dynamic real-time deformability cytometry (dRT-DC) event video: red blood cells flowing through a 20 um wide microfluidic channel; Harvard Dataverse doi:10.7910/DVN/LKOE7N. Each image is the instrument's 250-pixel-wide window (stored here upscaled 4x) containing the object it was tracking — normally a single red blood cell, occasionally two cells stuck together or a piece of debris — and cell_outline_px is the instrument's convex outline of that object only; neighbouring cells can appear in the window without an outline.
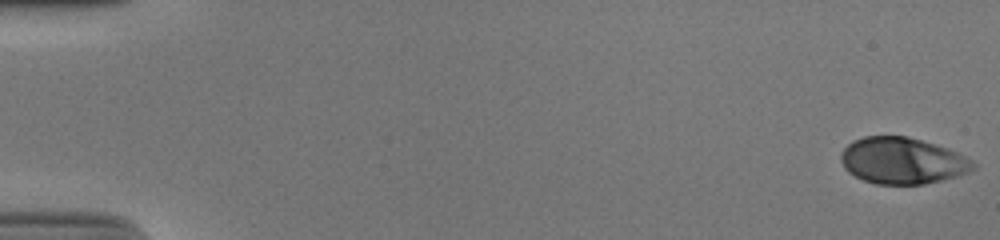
{"species": "human", "species_latin": "Homo sapiens", "temperature_condition": "cold", "stored_images_in_passage": 54, "camera_frame_rate_fps": 3000, "um_per_image_px": 0.085, "donor": {"sex": "male"}, "frame": {"image": 1, "passage_image": 1, "time_ms": 0.0, "image_size_px": [1000, 240], "cell_outline_px": [[976, 168], [968, 172], [956, 176], [924, 184], [876, 184], [864, 180], [848, 172], [844, 168], [840, 160], [840, 152], [852, 140], [864, 136], [908, 136], [948, 148], [972, 160], [976, 164]], "centroid_in_image_um": [76.68, 13.65], "position_along_channel_um": 8.3, "area_um2": 35.84}}
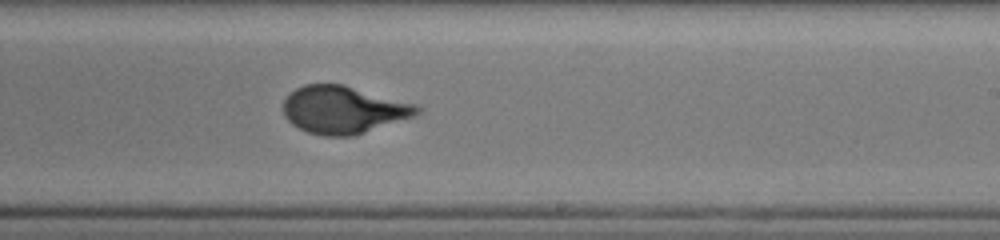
{"frame": {"image": 2, "passage_image": 34, "time_ms": 11.0, "image_size_px": [1000, 240], "cell_outline_px": [[424, 108], [416, 116], [352, 136], [324, 136], [308, 132], [292, 124], [284, 116], [284, 100], [296, 88], [304, 84], [344, 84], [416, 104]], "centroid_in_image_um": [29.23, 9.33], "position_along_channel_um": 259.8, "area_um2": 37.05}}
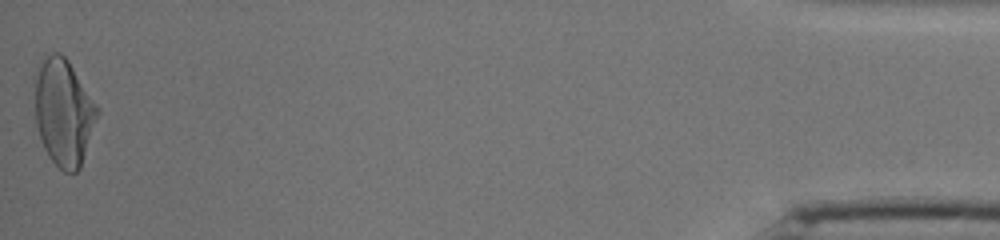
{"frame": {"image": 3, "passage_image": 54, "time_ms": 17.667, "image_size_px": [1000, 240], "cell_outline_px": [[100, 112], [80, 168], [76, 172], [64, 172], [48, 156], [44, 148], [36, 124], [32, 76], [40, 64], [52, 52], [60, 52], [68, 60], [100, 108]], "centroid_in_image_um": [5.4, 9.52], "position_along_channel_um": 429.8, "area_um2": 39.42}, "authors_computed_cell_mechanics": {"area_um2": 36.2695, "velocity_mm_per_s": 3.8607, "shape_relaxation_time_tau1_ms": 4.7087, "shape_relaxation_time_tau2_ms": null, "deformation_change_tau1": 0.1987, "deformation_change_tau2": null}}